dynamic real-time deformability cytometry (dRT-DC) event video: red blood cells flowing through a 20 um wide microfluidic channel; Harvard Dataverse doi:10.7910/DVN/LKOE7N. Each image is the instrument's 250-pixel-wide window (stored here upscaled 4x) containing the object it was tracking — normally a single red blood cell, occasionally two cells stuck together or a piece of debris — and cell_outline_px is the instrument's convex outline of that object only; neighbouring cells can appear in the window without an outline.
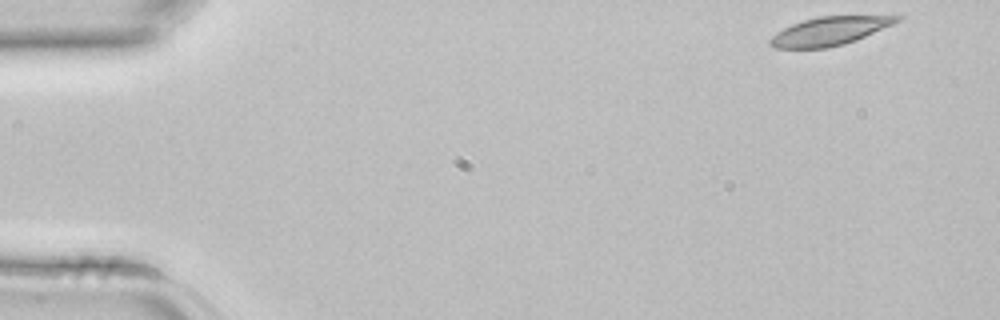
{"species": "common noctule bat (a hibernating species)", "species_latin": "Nyctalus noctula", "temperature_condition": "room temperature", "stored_images_in_passage": 4, "camera_frame_rate_fps": 3000, "um_per_image_px": 0.085, "animal": {"sex": "female", "body_mass_g": 22.7, "forearm_length_mm": 54.2}, "frame": {"image": 1, "passage_image": 1, "time_ms": 0.0, "image_size_px": [1000, 320], "cell_outline_px": [[904, 16], [900, 20], [892, 24], [856, 40], [844, 44], [828, 48], [776, 48], [768, 44], [768, 40], [776, 32], [792, 24], [804, 20], [820, 16]], "centroid_in_image_um": [70.47, 2.65], "position_along_channel_um": 14.5, "area_um2": 20.75}}
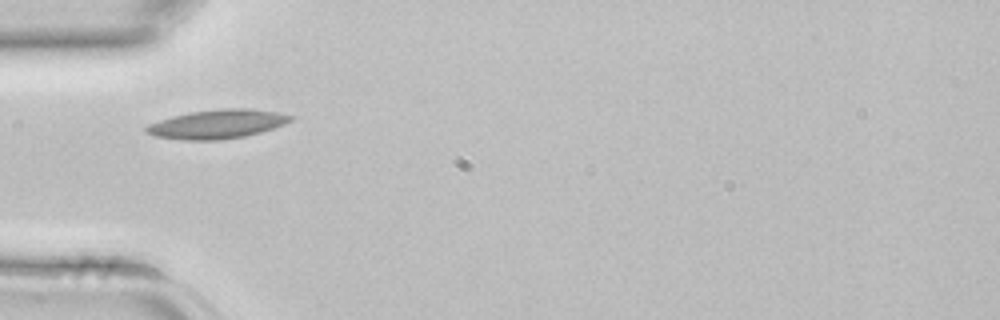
{"frame": {"image": 2, "passage_image": 3, "time_ms": 0.667, "image_size_px": [1000, 320], "cell_outline_px": [[296, 116], [292, 120], [284, 124], [260, 132], [244, 136], [220, 140], [184, 140], [156, 136], [144, 132], [144, 128], [148, 124], [172, 116], [188, 112], [224, 108], [248, 108], [276, 112]], "centroid_in_image_um": [18.45, 10.54], "position_along_channel_um": 66.5, "area_um2": 24.33}}